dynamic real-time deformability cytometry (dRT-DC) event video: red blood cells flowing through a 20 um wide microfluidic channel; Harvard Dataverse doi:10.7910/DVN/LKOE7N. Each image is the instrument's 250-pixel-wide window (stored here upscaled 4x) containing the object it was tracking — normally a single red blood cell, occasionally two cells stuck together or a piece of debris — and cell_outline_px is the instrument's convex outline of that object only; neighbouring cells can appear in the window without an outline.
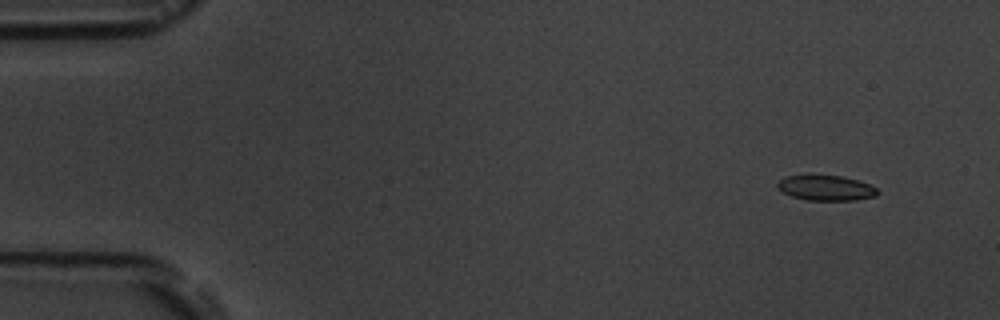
{"species": "common noctule bat (a hibernating species)", "species_latin": "Nyctalus noctula", "temperature_condition": "room temperature", "stored_images_in_passage": 5, "camera_frame_rate_fps": 3000, "um_per_image_px": 0.085, "animal": {"sex": "male", "body_mass_g": 19.5, "forearm_length_mm": 54.6}, "frame": {"image": 1, "passage_image": 1, "time_ms": 0.0, "image_size_px": [1000, 320], "cell_outline_px": [[880, 192], [876, 196], [856, 200], [808, 200], [792, 196], [776, 188], [776, 184], [784, 176], [844, 176], [868, 184], [876, 188]], "centroid_in_image_um": [70.21, 15.98], "position_along_channel_um": 14.8, "area_um2": 14.51}}
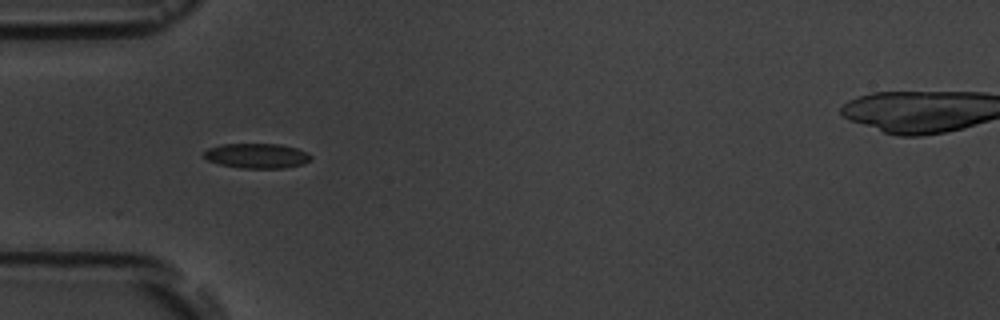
{"frame": {"image": 2, "passage_image": 4, "time_ms": 4.333, "image_size_px": [1000, 320], "cell_outline_px": [[312, 160], [304, 164], [284, 168], [240, 168], [220, 164], [208, 160], [204, 156], [204, 152], [208, 148], [220, 144], [280, 144], [296, 148], [308, 152], [312, 156]], "centroid_in_image_um": [21.87, 13.24], "position_along_channel_um": 63.1, "area_um2": 15.61}}
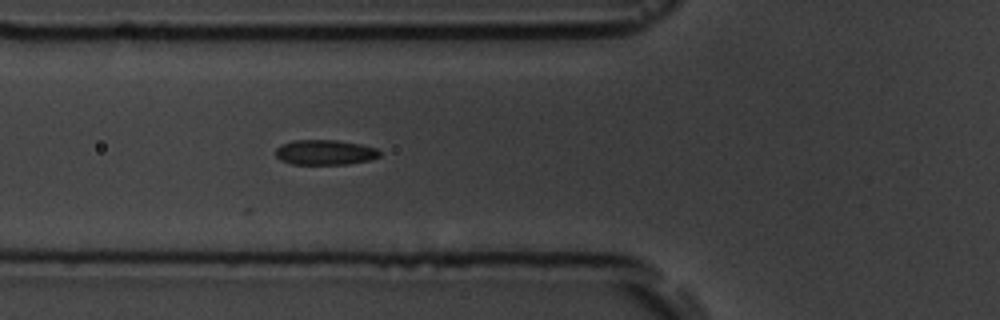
{"frame": {"image": 3, "passage_image": 5, "time_ms": 5.333, "image_size_px": [1000, 320], "cell_outline_px": [[380, 156], [368, 160], [348, 164], [292, 164], [280, 160], [276, 156], [276, 148], [280, 144], [292, 140], [336, 140], [360, 144], [376, 148], [380, 152]], "centroid_in_image_um": [27.59, 12.94], "position_along_channel_um": 98.2, "area_um2": 15.2}}